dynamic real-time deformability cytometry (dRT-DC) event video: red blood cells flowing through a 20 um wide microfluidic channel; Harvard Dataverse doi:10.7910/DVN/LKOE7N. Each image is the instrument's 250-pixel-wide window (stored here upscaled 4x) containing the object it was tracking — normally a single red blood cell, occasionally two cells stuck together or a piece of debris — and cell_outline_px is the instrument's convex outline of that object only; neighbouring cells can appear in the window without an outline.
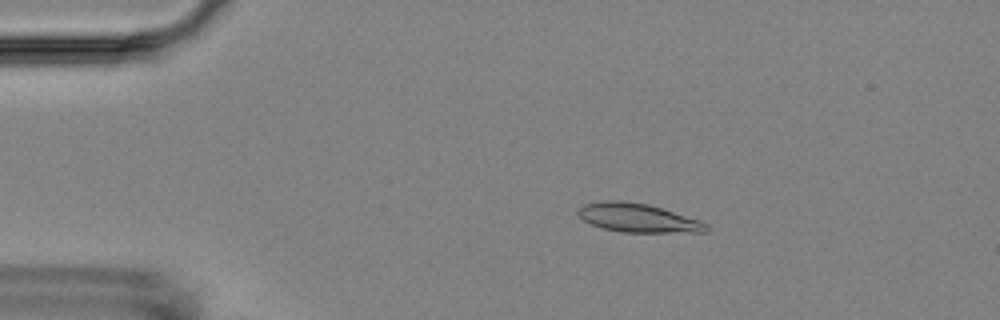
{"species": "Egyptian fruit bat (a non-hibernating species)", "species_latin": "Rousettus aegyptiacus", "temperature_condition": "room temperature", "stored_images_in_passage": 4, "camera_frame_rate_fps": 3000, "um_per_image_px": 0.085, "animal": {"sex": "female"}, "frame": {"image": 1, "passage_image": 2, "time_ms": 1.333, "image_size_px": [1000, 320], "cell_outline_px": [[708, 232], [624, 232], [604, 228], [592, 224], [584, 220], [576, 212], [584, 204], [600, 200], [624, 200], [648, 204], [700, 220], [708, 224]], "centroid_in_image_um": [54.23, 18.51], "position_along_channel_um": 30.8, "area_um2": 21.39}}